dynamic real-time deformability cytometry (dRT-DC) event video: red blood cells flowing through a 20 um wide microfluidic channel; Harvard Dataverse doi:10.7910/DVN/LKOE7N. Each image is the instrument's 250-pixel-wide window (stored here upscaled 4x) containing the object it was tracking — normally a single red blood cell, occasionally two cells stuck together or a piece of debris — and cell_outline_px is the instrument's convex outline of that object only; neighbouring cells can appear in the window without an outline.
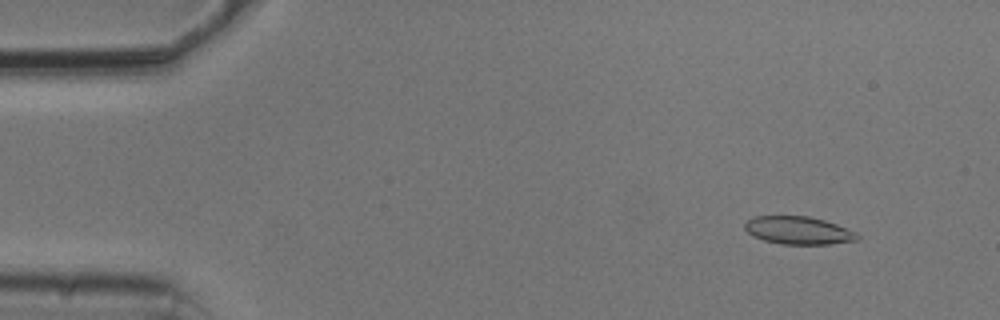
{"species": "common noctule bat (a hibernating species)", "species_latin": "Nyctalus noctula", "temperature_condition": "cold", "stored_images_in_passage": 53, "camera_frame_rate_fps": 3000, "um_per_image_px": 0.085, "animal": {"sex": "male", "body_mass_g": 20.5, "forearm_length_mm": 52.5}, "frame": {"image": 1, "passage_image": 5, "time_ms": 1.333, "image_size_px": [1000, 320], "cell_outline_px": [[860, 240], [832, 244], [780, 244], [764, 240], [752, 236], [744, 228], [744, 224], [752, 216], [808, 216], [824, 220], [836, 224], [856, 232], [860, 236]], "centroid_in_image_um": [67.87, 19.59], "position_along_channel_um": 17.1, "area_um2": 18.38}}
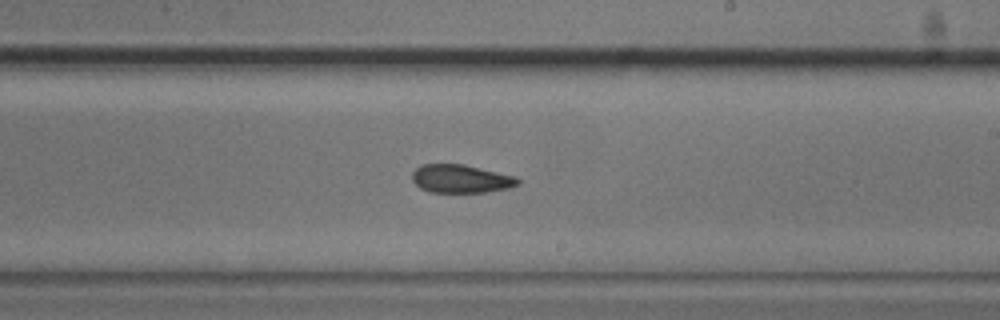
{"frame": {"image": 2, "passage_image": 31, "time_ms": 10.0, "image_size_px": [1000, 320], "cell_outline_px": [[520, 184], [512, 188], [488, 192], [428, 192], [420, 188], [412, 180], [412, 172], [420, 164], [464, 164], [516, 176], [520, 180]], "centroid_in_image_um": [39.2, 15.2], "position_along_channel_um": 249.8, "area_um2": 17.69}}
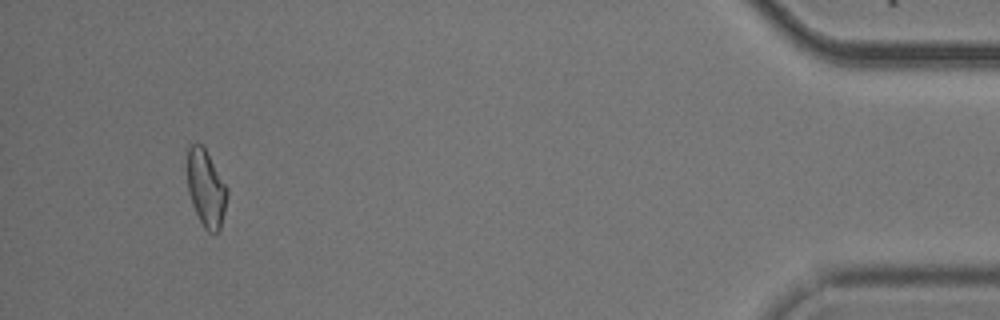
{"frame": {"image": 3, "passage_image": 50, "time_ms": 16.333, "image_size_px": [1000, 320], "cell_outline_px": [[228, 192], [224, 212], [220, 228], [216, 232], [208, 232], [204, 228], [192, 204], [188, 192], [188, 148], [196, 140], [204, 148], [228, 188]], "centroid_in_image_um": [17.51, 16.0], "position_along_channel_um": 417.7, "area_um2": 17.57}, "authors_computed_cell_mechanics": {"area_um2": 18.5538, "velocity_mm_per_s": 3.777, "shape_relaxation_time_tau1_ms": 8.1495, "shape_relaxation_time_tau2_ms": 5.1488, "deformation_change_tau1": 0.1781, "deformation_change_tau2": 0.1215}}